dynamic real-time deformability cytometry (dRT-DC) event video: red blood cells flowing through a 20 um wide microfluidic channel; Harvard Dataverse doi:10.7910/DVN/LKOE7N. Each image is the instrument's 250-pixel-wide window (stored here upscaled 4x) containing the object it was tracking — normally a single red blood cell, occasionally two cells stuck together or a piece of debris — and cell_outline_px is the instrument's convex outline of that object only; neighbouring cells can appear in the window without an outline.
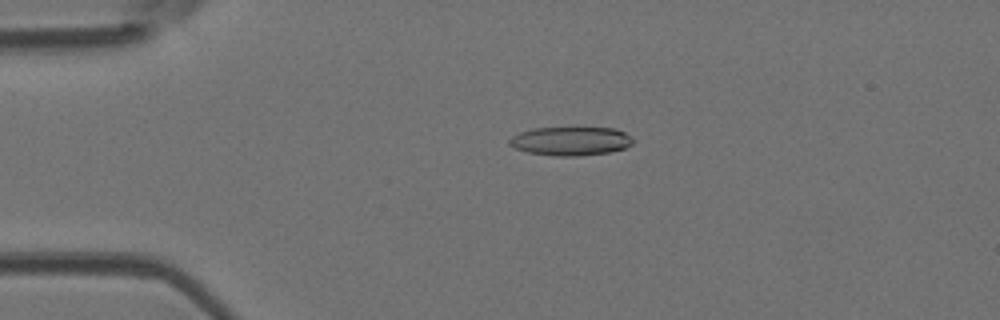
{"species": "Egyptian fruit bat (a non-hibernating species)", "species_latin": "Rousettus aegyptiacus", "temperature_condition": "room temperature", "stored_images_in_passage": 4, "camera_frame_rate_fps": 3000, "um_per_image_px": 0.085, "animal": {"sex": "female"}, "frame": {"image": 1, "passage_image": 3, "time_ms": 0.667, "image_size_px": [1000, 320], "cell_outline_px": [[632, 144], [624, 148], [612, 152], [576, 156], [556, 156], [528, 152], [516, 148], [508, 144], [508, 140], [512, 136], [520, 132], [532, 128], [616, 128], [632, 136]], "centroid_in_image_um": [48.51, 11.99], "position_along_channel_um": 36.5, "area_um2": 20.69}}